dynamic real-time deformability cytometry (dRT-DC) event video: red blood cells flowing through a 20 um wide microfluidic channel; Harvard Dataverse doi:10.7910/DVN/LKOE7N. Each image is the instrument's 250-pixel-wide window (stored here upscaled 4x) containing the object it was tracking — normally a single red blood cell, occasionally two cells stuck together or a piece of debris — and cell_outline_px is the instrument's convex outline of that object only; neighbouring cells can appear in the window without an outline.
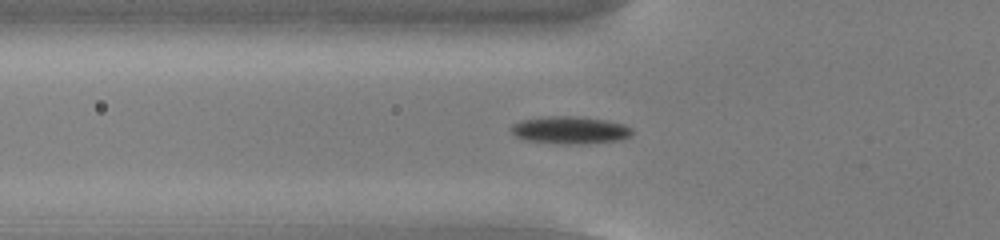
{"species": "common noctule bat (a hibernating species)", "species_latin": "Nyctalus noctula", "temperature_condition": "cold", "stored_images_in_passage": 54, "camera_frame_rate_fps": 3000, "um_per_image_px": 0.085, "animal": {"sex": "male", "body_mass_g": 13.0, "forearm_length_mm": 53.1}, "frame": {"image": 1, "passage_image": 19, "time_ms": 6.0, "image_size_px": [1000, 240], "cell_outline_px": [[632, 136], [620, 140], [584, 144], [564, 144], [524, 140], [516, 136], [512, 132], [512, 124], [520, 120], [548, 116], [572, 116], [604, 120], [624, 124], [632, 128]], "centroid_in_image_um": [48.47, 11.07], "position_along_channel_um": 77.3, "area_um2": 19.36}}
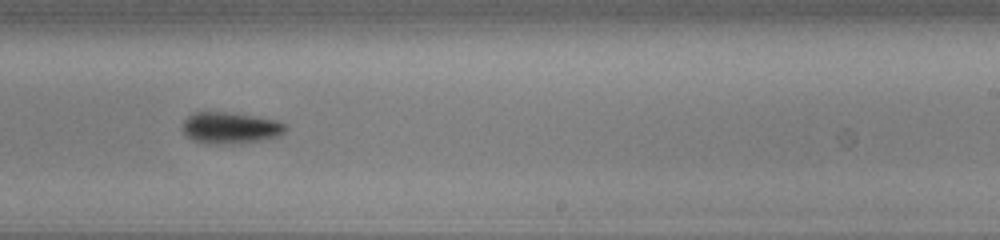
{"frame": {"image": 2, "passage_image": 34, "time_ms": 11.0, "image_size_px": [1000, 240], "cell_outline_px": [[288, 128], [280, 136], [260, 140], [232, 144], [208, 144], [192, 140], [180, 128], [184, 120], [192, 112], [228, 112], [256, 116], [280, 120]], "centroid_in_image_um": [19.58, 10.86], "position_along_channel_um": 269.4, "area_um2": 19.19}}
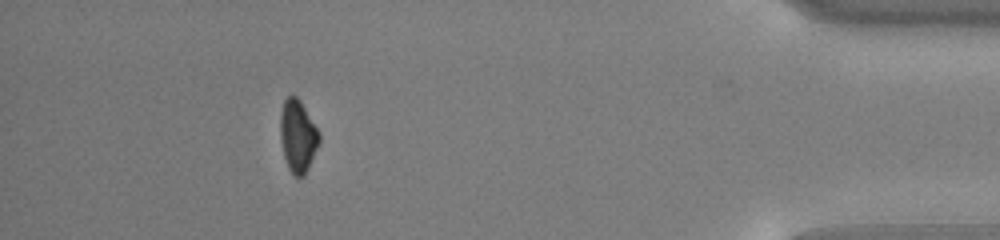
{"frame": {"image": 3, "passage_image": 49, "time_ms": 16.0, "image_size_px": [1000, 240], "cell_outline_px": [[320, 140], [308, 168], [304, 176], [296, 176], [288, 168], [284, 156], [280, 140], [280, 112], [284, 100], [288, 96], [296, 96], [300, 100], [320, 132]], "centroid_in_image_um": [25.3, 11.54], "position_along_channel_um": 409.9, "area_um2": 16.36}, "authors_computed_cell_mechanics": {"area_um2": 17.4556, "velocity_mm_per_s": 3.8487, "shape_relaxation_time_tau1_ms": 2.3209, "shape_relaxation_time_tau2_ms": null, "deformation_change_tau1": 0.1171, "deformation_change_tau2": null}}